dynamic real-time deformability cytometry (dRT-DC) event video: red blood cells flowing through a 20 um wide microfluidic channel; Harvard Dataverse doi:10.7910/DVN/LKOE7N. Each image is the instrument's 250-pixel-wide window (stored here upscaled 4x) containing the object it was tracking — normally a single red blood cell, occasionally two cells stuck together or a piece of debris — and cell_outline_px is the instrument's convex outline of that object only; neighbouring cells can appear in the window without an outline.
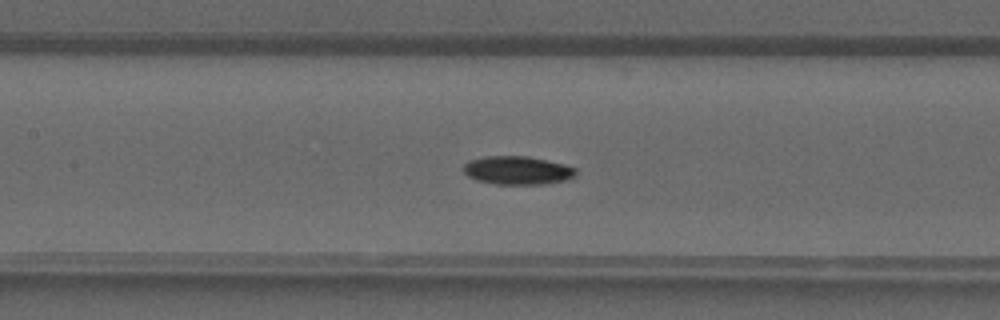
{"species": "common noctule bat (a hibernating species)", "species_latin": "Nyctalus noctula", "temperature_condition": "warm", "stored_images_in_passage": 42, "camera_frame_rate_fps": 3000, "um_per_image_px": 0.085, "animal": {"sex": "male", "forearm_length_mm": 52.5}, "frame": {"image": 1, "passage_image": 19, "time_ms": 6.0, "image_size_px": [1000, 320], "cell_outline_px": [[576, 176], [564, 180], [544, 184], [496, 184], [476, 180], [468, 176], [464, 172], [464, 164], [468, 160], [484, 156], [528, 156], [564, 164], [576, 168]], "centroid_in_image_um": [43.97, 14.47], "position_along_channel_um": 163.4, "area_um2": 18.61}}
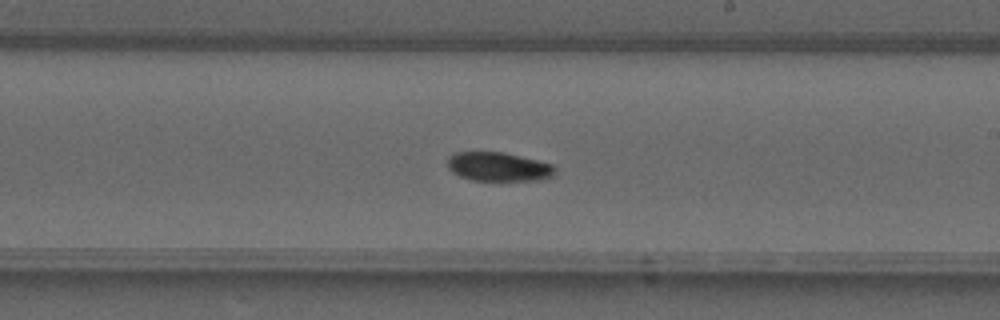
{"frame": {"image": 2, "passage_image": 24, "time_ms": 7.667, "image_size_px": [1000, 320], "cell_outline_px": [[556, 172], [552, 176], [544, 180], [472, 180], [460, 176], [452, 172], [448, 168], [448, 156], [456, 152], [504, 152], [552, 164], [556, 168]], "centroid_in_image_um": [42.38, 14.17], "position_along_channel_um": 246.6, "area_um2": 18.15}}
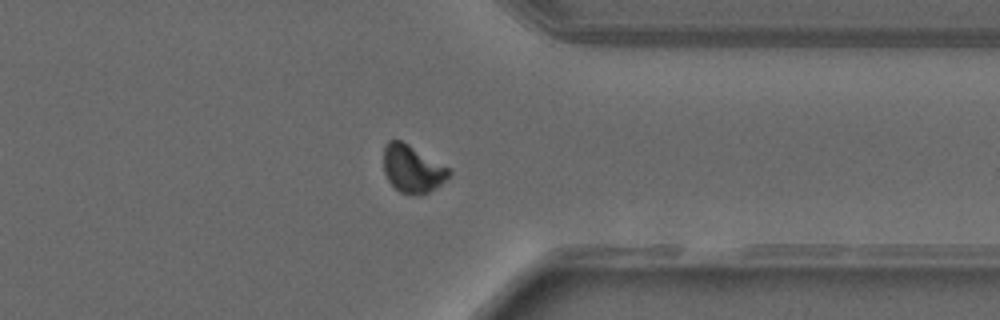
{"frame": {"image": 3, "passage_image": 32, "time_ms": 10.333, "image_size_px": [1000, 320], "cell_outline_px": [[452, 172], [440, 184], [428, 192], [420, 196], [412, 196], [400, 192], [388, 180], [384, 172], [384, 148], [388, 140], [400, 140], [408, 144], [452, 168]], "centroid_in_image_um": [35.07, 14.36], "position_along_channel_um": 376.3, "area_um2": 18.21}}